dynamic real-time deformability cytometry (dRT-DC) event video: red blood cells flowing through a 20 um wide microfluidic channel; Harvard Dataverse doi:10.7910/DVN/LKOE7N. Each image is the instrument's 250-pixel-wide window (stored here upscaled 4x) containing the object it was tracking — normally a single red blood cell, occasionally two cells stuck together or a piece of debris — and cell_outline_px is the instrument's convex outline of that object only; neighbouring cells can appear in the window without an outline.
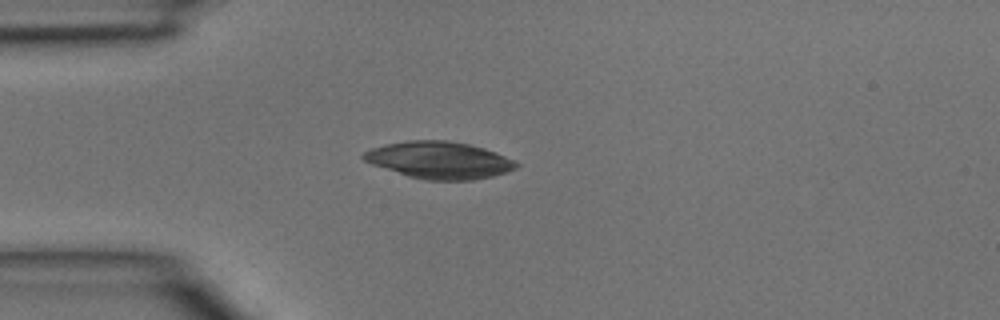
{"species": "common noctule bat (a hibernating species)", "species_latin": "Nyctalus noctula", "temperature_condition": "room temperature", "stored_images_in_passage": 1, "camera_frame_rate_fps": 3000, "um_per_image_px": 0.085, "animal": {"sex": "male", "body_mass_g": 15.6}, "frame": {"image": 1, "passage_image": 1, "time_ms": 0.0, "image_size_px": [1000, 320], "cell_outline_px": [[520, 164], [516, 168], [508, 172], [492, 176], [472, 180], [428, 180], [408, 176], [372, 164], [364, 160], [360, 156], [364, 152], [372, 148], [384, 144], [408, 140], [444, 140], [468, 144], [484, 148], [496, 152]], "centroid_in_image_um": [37.33, 13.61], "position_along_channel_um": 47.7, "area_um2": 32.83}}